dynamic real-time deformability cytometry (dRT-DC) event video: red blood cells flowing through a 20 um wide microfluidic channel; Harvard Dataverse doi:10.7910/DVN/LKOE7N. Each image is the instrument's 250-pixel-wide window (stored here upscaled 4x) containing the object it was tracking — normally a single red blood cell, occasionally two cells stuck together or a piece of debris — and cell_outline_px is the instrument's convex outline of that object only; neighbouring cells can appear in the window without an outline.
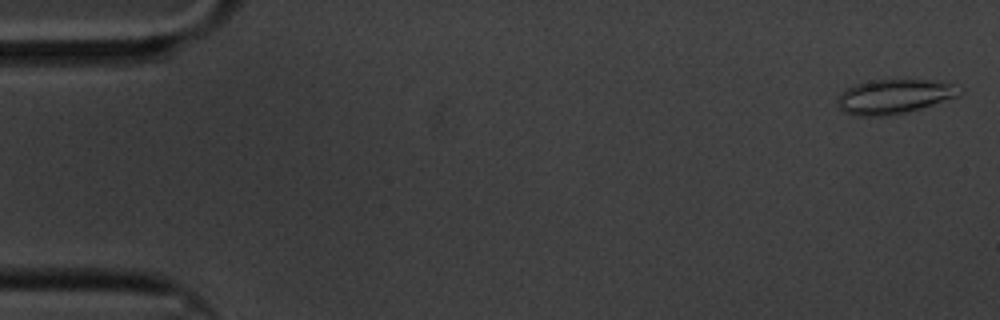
{"species": "common noctule bat (a hibernating species)", "species_latin": "Nyctalus noctula", "temperature_condition": "cold", "stored_images_in_passage": 60, "camera_frame_rate_fps": 3000, "um_per_image_px": 0.085, "animal": {"sex": "male", "body_mass_g": 20.1, "forearm_length_mm": 53.5}, "frame": {"image": 1, "passage_image": 2, "time_ms": 0.333, "image_size_px": [1000, 320], "cell_outline_px": [[964, 92], [960, 96], [920, 108], [904, 112], [884, 116], [856, 116], [844, 112], [836, 104], [836, 96], [840, 92], [856, 84], [872, 80], [928, 80], [952, 84], [964, 88]], "centroid_in_image_um": [75.99, 8.2], "position_along_channel_um": 9.0, "area_um2": 24.57}}
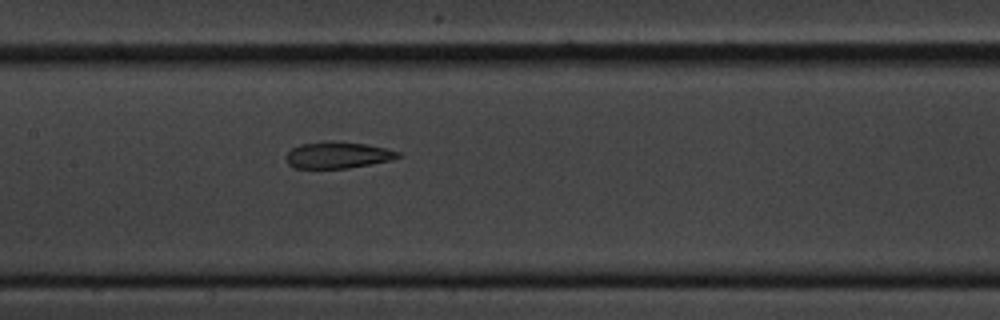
{"frame": {"image": 2, "passage_image": 29, "time_ms": 9.333, "image_size_px": [1000, 320], "cell_outline_px": [[400, 156], [392, 160], [348, 168], [296, 168], [288, 164], [284, 156], [292, 148], [300, 144], [324, 140], [332, 140], [364, 144], [388, 148], [400, 152]], "centroid_in_image_um": [28.69, 13.16], "position_along_channel_um": 178.7, "area_um2": 17.51}}
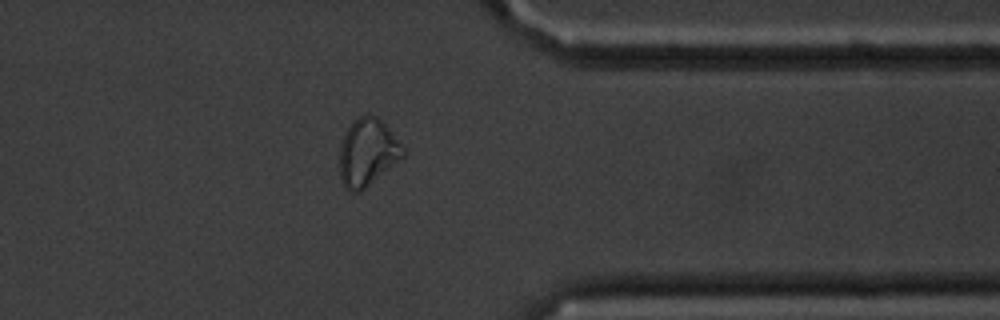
{"frame": {"image": 3, "passage_image": 48, "time_ms": 15.667, "image_size_px": [1000, 320], "cell_outline_px": [[408, 152], [400, 160], [360, 192], [348, 192], [344, 188], [340, 180], [340, 144], [344, 132], [360, 116], [368, 112], [376, 116], [388, 128]], "centroid_in_image_um": [31.23, 12.97], "position_along_channel_um": 380.2, "area_um2": 25.03}, "authors_computed_cell_mechanics": {"area_um2": 20.23, "velocity_mm_per_s": 3.3241, "shape_relaxation_time_tau1_ms": null, "shape_relaxation_time_tau2_ms": 3.1292, "deformation_change_tau1": null, "deformation_change_tau2": 0.104}}